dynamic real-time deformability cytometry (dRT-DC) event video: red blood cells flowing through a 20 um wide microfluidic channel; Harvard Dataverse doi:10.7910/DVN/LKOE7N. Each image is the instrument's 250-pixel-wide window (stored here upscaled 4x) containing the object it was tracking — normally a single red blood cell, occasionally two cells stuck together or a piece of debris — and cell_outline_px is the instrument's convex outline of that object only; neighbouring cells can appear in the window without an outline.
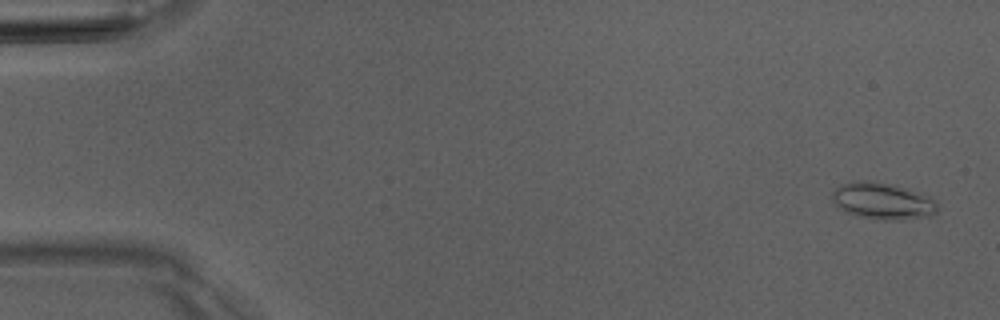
{"species": "Egyptian fruit bat (a non-hibernating species)", "species_latin": "Rousettus aegyptiacus", "temperature_condition": "room temperature", "stored_images_in_passage": 6, "camera_frame_rate_fps": 3000, "um_per_image_px": 0.085, "animal": {"sex": "male"}, "frame": {"image": 1, "passage_image": 1, "time_ms": 0.0, "image_size_px": [1000, 320], "cell_outline_px": [[936, 212], [932, 216], [896, 220], [884, 220], [860, 216], [848, 212], [840, 208], [832, 200], [832, 192], [840, 184], [852, 180], [868, 180], [892, 184], [904, 188], [932, 200], [936, 204]], "centroid_in_image_um": [74.95, 17.08], "position_along_channel_um": 10.1, "area_um2": 22.02}}